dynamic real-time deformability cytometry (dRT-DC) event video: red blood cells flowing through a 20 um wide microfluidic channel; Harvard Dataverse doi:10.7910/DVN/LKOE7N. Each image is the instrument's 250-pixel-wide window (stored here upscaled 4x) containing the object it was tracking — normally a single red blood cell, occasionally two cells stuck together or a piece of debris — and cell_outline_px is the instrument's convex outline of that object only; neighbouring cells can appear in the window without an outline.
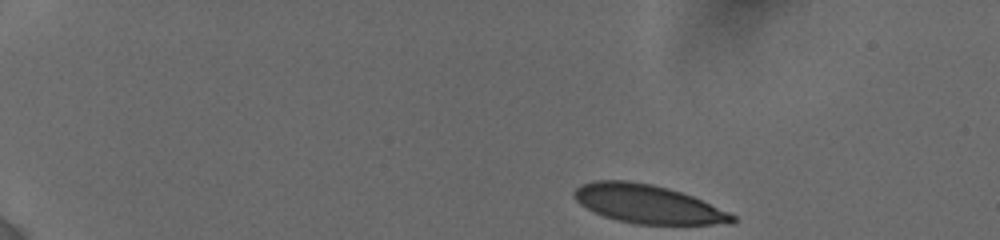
{"species": "human", "species_latin": "Homo sapiens", "temperature_condition": "cold", "stored_images_in_passage": 47, "camera_frame_rate_fps": 3000, "um_per_image_px": 0.085, "donor": {"sex": "female"}, "frame": {"image": 1, "passage_image": 1, "time_ms": 0.0, "image_size_px": [1000, 240], "cell_outline_px": [[736, 220], [732, 224], [636, 224], [616, 220], [604, 216], [580, 204], [572, 196], [572, 192], [580, 184], [596, 180], [628, 180], [652, 184], [668, 188], [692, 196], [728, 212], [736, 216]], "centroid_in_image_um": [55.04, 17.34], "position_along_channel_um": 30.0, "area_um2": 35.43}}
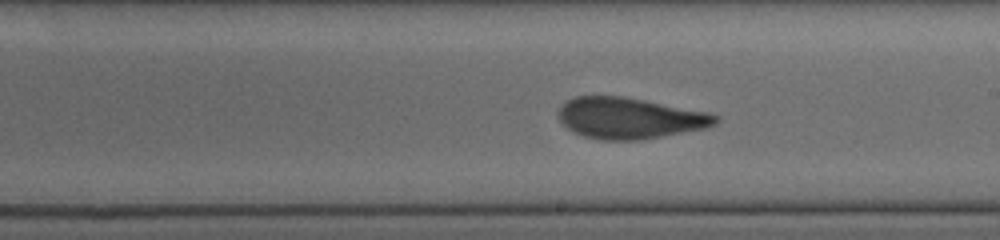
{"frame": {"image": 2, "passage_image": 26, "time_ms": 8.333, "image_size_px": [1000, 240], "cell_outline_px": [[720, 120], [716, 124], [708, 128], [640, 140], [604, 140], [584, 136], [572, 132], [556, 116], [560, 108], [568, 100], [576, 96], [624, 96], [708, 112], [720, 116]], "centroid_in_image_um": [53.55, 10.04], "position_along_channel_um": 235.4, "area_um2": 37.74}}
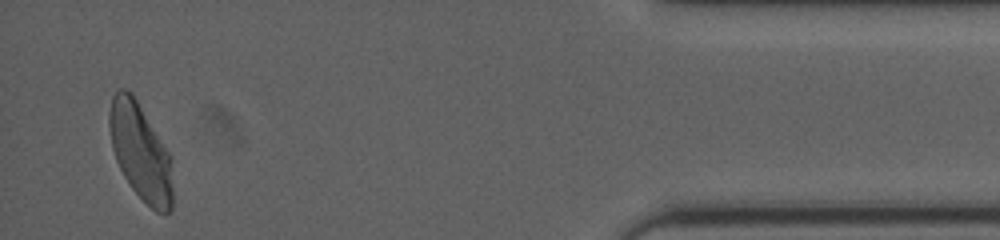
{"frame": {"image": 3, "passage_image": 46, "time_ms": 14.667, "image_size_px": [1000, 240], "cell_outline_px": [[172, 208], [164, 216], [156, 212], [132, 188], [124, 176], [116, 160], [112, 148], [108, 124], [108, 112], [112, 96], [116, 88], [124, 88], [132, 92], [172, 156]], "centroid_in_image_um": [11.94, 12.87], "position_along_channel_um": 423.3, "area_um2": 36.13}, "authors_computed_cell_mechanics": {"area_um2": 37.6856, "velocity_mm_per_s": 3.8322, "shape_relaxation_time_tau1_ms": 6.9086, "shape_relaxation_time_tau2_ms": 0.8521, "deformation_change_tau1": 0.2066, "deformation_change_tau2": 0.0723}}